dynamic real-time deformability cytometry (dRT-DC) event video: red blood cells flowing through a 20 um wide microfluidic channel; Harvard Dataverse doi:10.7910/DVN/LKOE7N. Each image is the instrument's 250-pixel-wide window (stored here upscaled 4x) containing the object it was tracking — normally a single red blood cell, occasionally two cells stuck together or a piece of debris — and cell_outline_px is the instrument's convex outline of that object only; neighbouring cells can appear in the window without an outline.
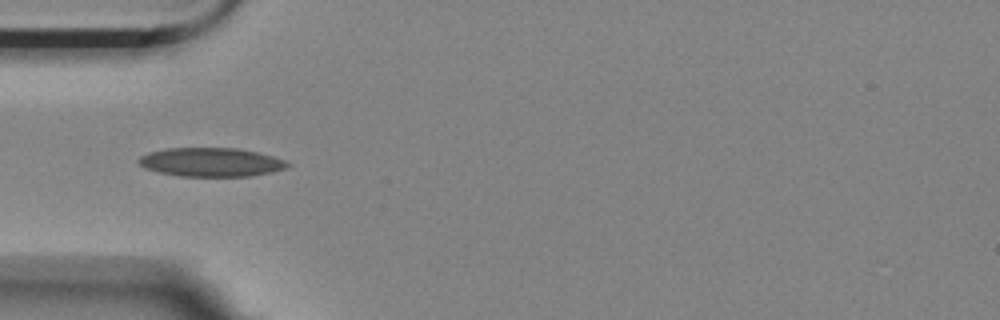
{"species": "Egyptian fruit bat (a non-hibernating species)", "species_latin": "Rousettus aegyptiacus", "temperature_condition": "room temperature", "stored_images_in_passage": 14, "camera_frame_rate_fps": 3000, "um_per_image_px": 0.085, "animal": {"sex": "female"}, "frame": {"image": 1, "passage_image": 4, "time_ms": 1.0, "image_size_px": [1000, 320], "cell_outline_px": [[292, 164], [288, 168], [272, 172], [248, 176], [180, 176], [160, 172], [144, 168], [136, 160], [140, 156], [148, 152], [164, 148], [236, 148], [256, 152], [272, 156], [284, 160]], "centroid_in_image_um": [17.93, 13.78], "position_along_channel_um": 67.1, "area_um2": 25.03}}
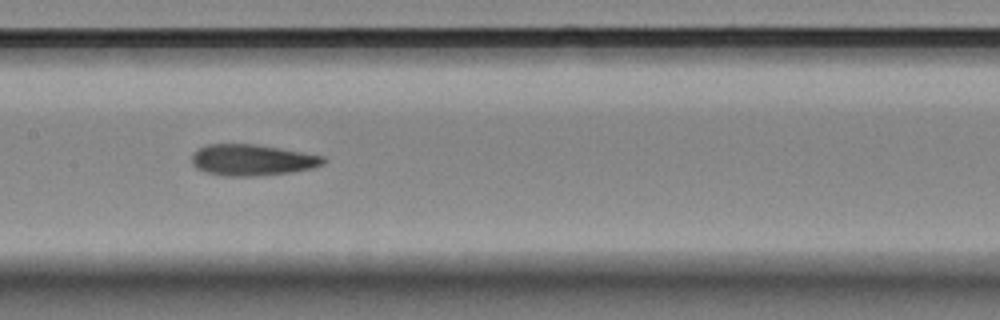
{"frame": {"image": 2, "passage_image": 7, "time_ms": 2.0, "image_size_px": [1000, 320], "cell_outline_px": [[328, 160], [324, 164], [312, 168], [292, 172], [256, 176], [224, 176], [204, 172], [196, 168], [192, 164], [192, 152], [208, 144], [256, 144], [304, 152], [324, 156]], "centroid_in_image_um": [21.44, 13.6], "position_along_channel_um": 186.0, "area_um2": 24.16}}
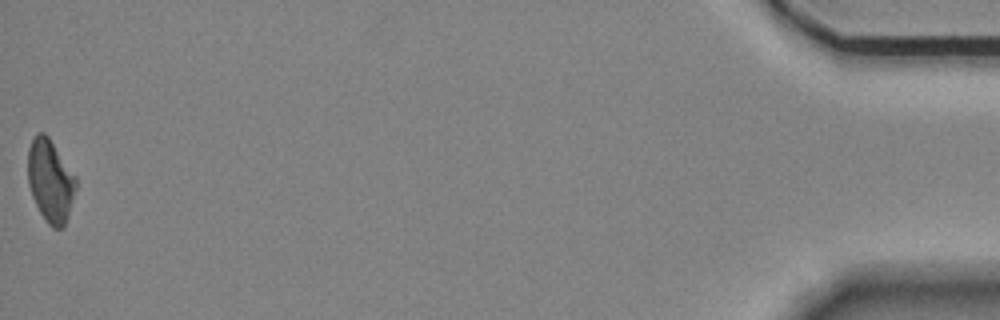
{"frame": {"image": 3, "passage_image": 14, "time_ms": 4.333, "image_size_px": [1000, 320], "cell_outline_px": [[76, 188], [68, 216], [64, 228], [52, 228], [48, 224], [40, 212], [32, 196], [28, 184], [28, 148], [36, 132], [44, 132], [48, 136], [76, 176]], "centroid_in_image_um": [4.28, 15.36], "position_along_channel_um": 430.9, "area_um2": 23.12}}